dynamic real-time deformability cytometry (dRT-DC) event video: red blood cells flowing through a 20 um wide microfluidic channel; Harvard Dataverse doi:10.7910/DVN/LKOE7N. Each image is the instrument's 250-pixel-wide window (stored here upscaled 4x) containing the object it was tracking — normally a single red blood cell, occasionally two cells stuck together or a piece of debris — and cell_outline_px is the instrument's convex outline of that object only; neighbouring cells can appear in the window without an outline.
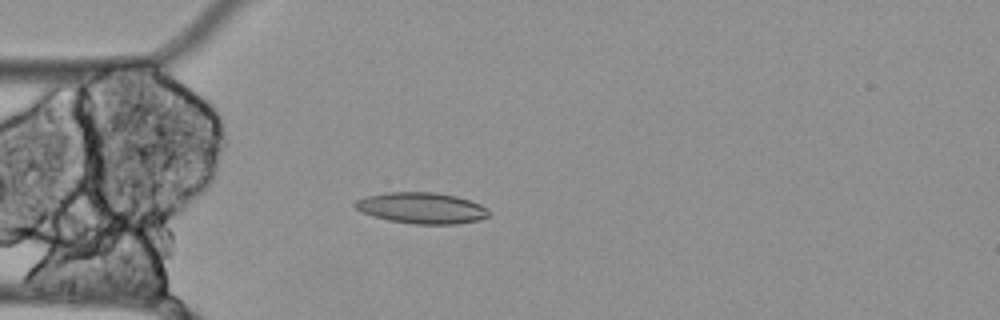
{"species": "Egyptian fruit bat (a non-hibernating species)", "species_latin": "Rousettus aegyptiacus", "temperature_condition": "cold", "stored_images_in_passage": 47, "camera_frame_rate_fps": 3000, "um_per_image_px": 0.085, "animal": {"sex": "female"}, "frame": {"image": 1, "passage_image": 14, "time_ms": 4.333, "image_size_px": [1000, 320], "cell_outline_px": [[488, 216], [476, 220], [456, 224], [412, 224], [388, 220], [364, 212], [356, 208], [352, 204], [356, 200], [364, 196], [388, 192], [436, 192], [456, 196], [480, 204], [488, 208]], "centroid_in_image_um": [35.82, 17.67], "position_along_channel_um": 49.2, "area_um2": 24.1}}
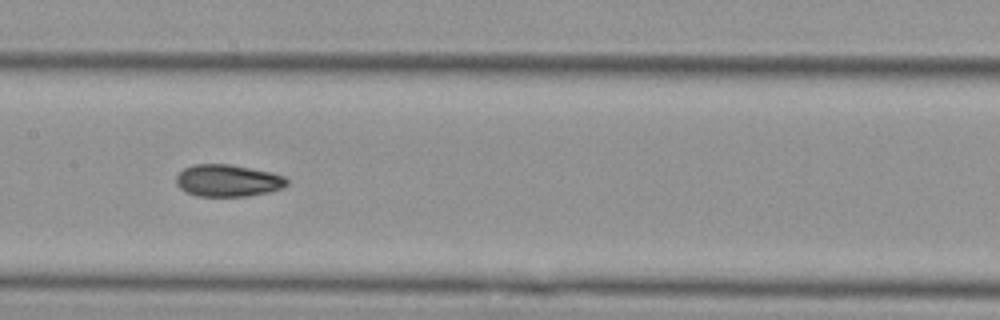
{"frame": {"image": 2, "passage_image": 26, "time_ms": 8.333, "image_size_px": [1000, 320], "cell_outline_px": [[288, 184], [284, 188], [268, 192], [248, 196], [196, 196], [184, 192], [176, 184], [176, 176], [184, 168], [196, 164], [228, 164], [272, 172], [284, 176], [288, 180]], "centroid_in_image_um": [19.37, 15.36], "position_along_channel_um": 188.0, "area_um2": 20.81}}
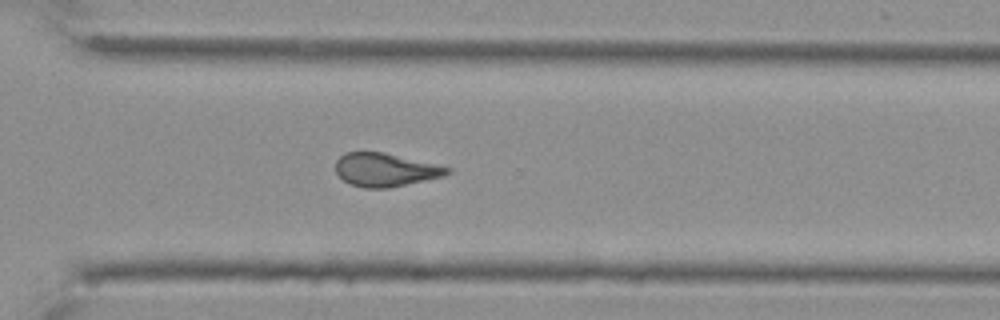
{"frame": {"image": 3, "passage_image": 39, "time_ms": 12.667, "image_size_px": [1000, 320], "cell_outline_px": [[452, 172], [444, 176], [388, 188], [364, 188], [352, 184], [344, 180], [336, 172], [336, 160], [344, 152], [384, 152], [436, 164], [452, 168]], "centroid_in_image_um": [32.77, 14.43], "position_along_channel_um": 337.8, "area_um2": 21.62}}